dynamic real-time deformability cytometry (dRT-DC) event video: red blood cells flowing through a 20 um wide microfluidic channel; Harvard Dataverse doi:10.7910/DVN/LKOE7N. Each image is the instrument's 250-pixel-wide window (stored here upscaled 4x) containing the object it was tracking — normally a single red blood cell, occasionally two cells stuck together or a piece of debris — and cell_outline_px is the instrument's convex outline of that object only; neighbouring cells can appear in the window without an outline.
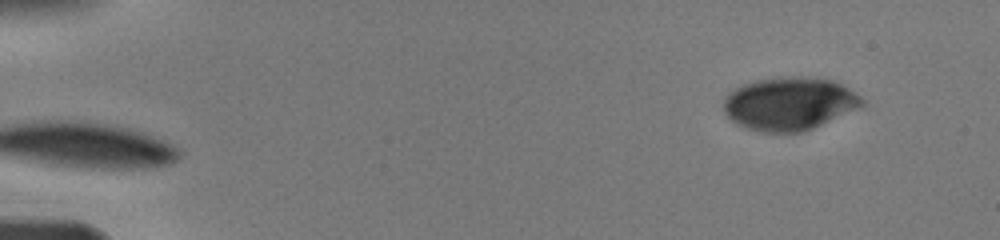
{"species": "human", "species_latin": "Homo sapiens", "temperature_condition": "warm", "stored_images_in_passage": 19, "camera_frame_rate_fps": 3000, "um_per_image_px": 0.085, "donor": {"sex": "male"}, "frame": {"image": 1, "passage_image": 1, "time_ms": 0.0, "image_size_px": [1000, 240], "cell_outline_px": [[864, 104], [812, 128], [800, 132], [760, 132], [744, 128], [736, 124], [724, 112], [724, 100], [728, 92], [744, 84], [756, 80], [788, 76], [800, 76], [828, 80], [840, 84], [860, 96], [864, 100]], "centroid_in_image_um": [67.02, 8.81], "position_along_channel_um": 18.0, "area_um2": 42.14}}
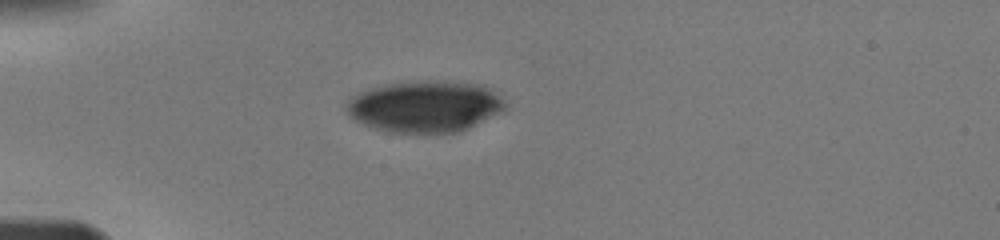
{"frame": {"image": 2, "passage_image": 15, "time_ms": 3.333, "image_size_px": [1000, 240], "cell_outline_px": [[504, 108], [500, 112], [460, 132], [384, 132], [364, 124], [348, 116], [344, 108], [344, 104], [352, 96], [360, 92], [384, 84], [428, 80], [444, 80], [484, 84], [492, 88], [500, 96], [504, 104]], "centroid_in_image_um": [36.09, 9.03], "position_along_channel_um": 48.9, "area_um2": 47.86}}
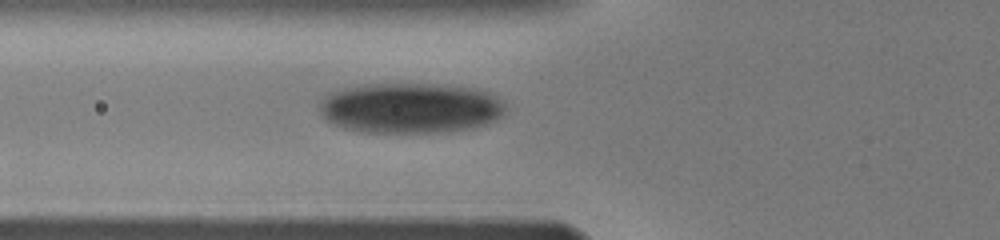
{"frame": {"image": 3, "passage_image": 19, "time_ms": 5.0, "image_size_px": [1000, 240], "cell_outline_px": [[504, 112], [496, 120], [472, 128], [436, 132], [360, 132], [344, 128], [328, 120], [320, 112], [320, 100], [328, 92], [344, 88], [368, 84], [448, 84], [476, 88], [488, 92], [496, 96], [504, 104]], "centroid_in_image_um": [34.88, 9.16], "position_along_channel_um": 90.9, "area_um2": 54.74}}